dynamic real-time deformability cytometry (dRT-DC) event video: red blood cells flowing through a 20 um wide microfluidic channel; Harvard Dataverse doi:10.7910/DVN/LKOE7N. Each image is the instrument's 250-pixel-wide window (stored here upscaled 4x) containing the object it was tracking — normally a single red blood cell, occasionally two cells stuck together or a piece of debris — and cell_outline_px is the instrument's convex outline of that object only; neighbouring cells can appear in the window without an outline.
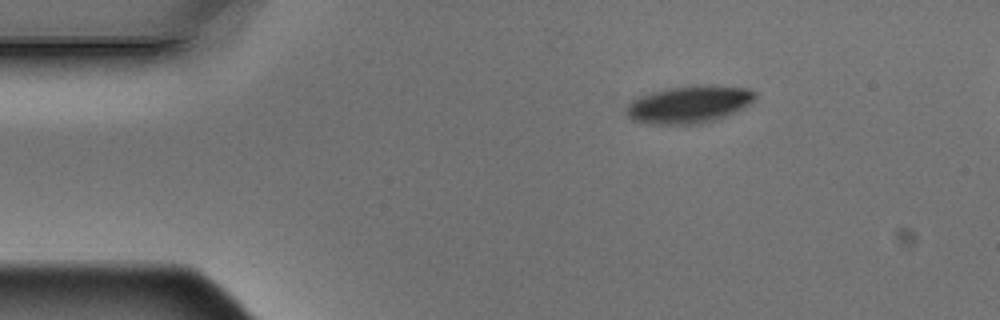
{"species": "Egyptian fruit bat (a non-hibernating species)", "species_latin": "Rousettus aegyptiacus", "temperature_condition": "warm", "stored_images_in_passage": 3, "camera_frame_rate_fps": 3000, "um_per_image_px": 0.085, "animal": {"sex": "male"}, "frame": {"image": 1, "passage_image": 1, "time_ms": 0.0, "image_size_px": [1000, 320], "cell_outline_px": [[756, 96], [744, 108], [736, 112], [716, 120], [700, 124], [648, 124], [632, 120], [624, 112], [624, 108], [636, 96], [652, 92], [672, 88], [704, 84], [748, 88], [756, 92]], "centroid_in_image_um": [58.54, 8.88], "position_along_channel_um": 26.5, "area_um2": 28.32}}
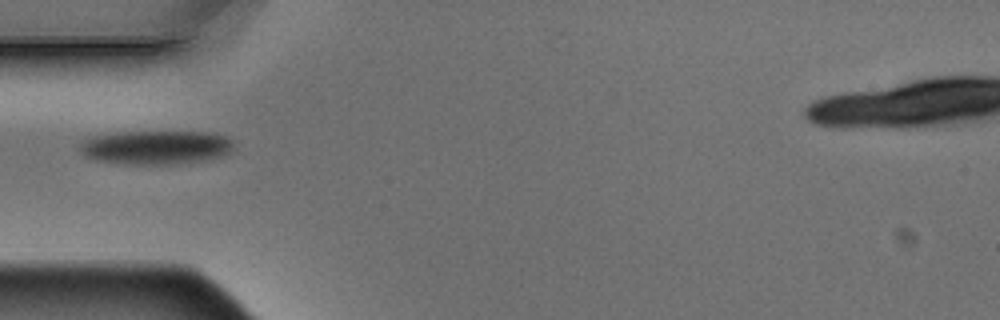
{"frame": {"image": 2, "passage_image": 3, "time_ms": 0.667, "image_size_px": [1000, 320], "cell_outline_px": [[232, 148], [228, 152], [220, 156], [204, 160], [176, 164], [124, 164], [96, 160], [84, 156], [80, 152], [80, 144], [84, 140], [92, 136], [116, 132], [212, 132], [228, 136], [232, 140]], "centroid_in_image_um": [13.23, 12.52], "position_along_channel_um": 71.8, "area_um2": 30.46}}